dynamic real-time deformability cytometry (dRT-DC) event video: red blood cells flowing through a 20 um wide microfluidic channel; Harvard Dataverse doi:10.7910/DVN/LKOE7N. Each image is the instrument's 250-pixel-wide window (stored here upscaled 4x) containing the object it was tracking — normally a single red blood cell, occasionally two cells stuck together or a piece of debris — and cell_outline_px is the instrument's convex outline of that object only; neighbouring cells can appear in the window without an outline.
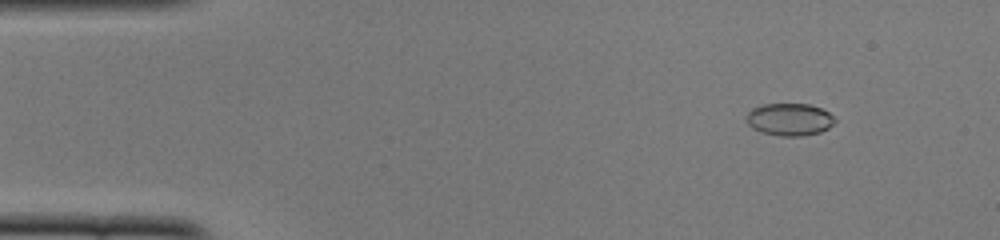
{"species": "common noctule bat (a hibernating species)", "species_latin": "Nyctalus noctula", "temperature_condition": "cold", "stored_images_in_passage": 51, "camera_frame_rate_fps": 3000, "um_per_image_px": 0.085, "animal": {"sex": "female", "body_mass_g": 22.0, "forearm_length_mm": 56.7}, "frame": {"image": 1, "passage_image": 6, "time_ms": 1.667, "image_size_px": [1000, 240], "cell_outline_px": [[836, 120], [828, 128], [820, 132], [804, 136], [780, 136], [760, 132], [752, 128], [744, 120], [744, 116], [752, 108], [764, 104], [808, 104], [820, 108], [828, 112]], "centroid_in_image_um": [67.05, 10.16], "position_along_channel_um": 17.9, "area_um2": 16.82}}
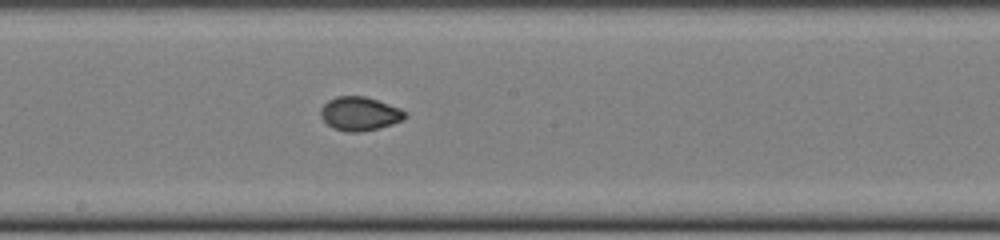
{"frame": {"image": 2, "passage_image": 28, "time_ms": 9.0, "image_size_px": [1000, 240], "cell_outline_px": [[408, 116], [404, 120], [392, 124], [360, 132], [348, 132], [332, 128], [320, 116], [320, 108], [328, 100], [336, 96], [364, 96], [400, 108], [408, 112]], "centroid_in_image_um": [30.58, 9.66], "position_along_channel_um": 217.6, "area_um2": 16.65}}
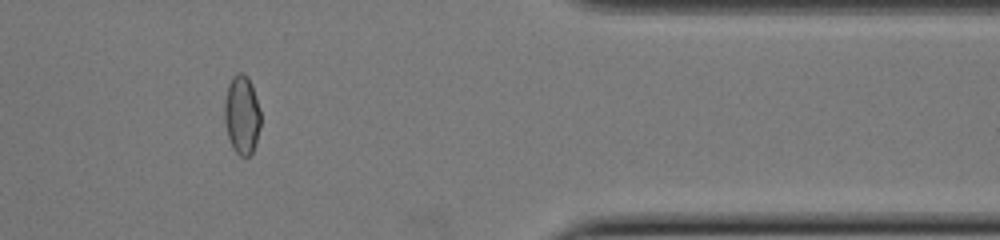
{"frame": {"image": 3, "passage_image": 43, "time_ms": 14.0, "image_size_px": [1000, 240], "cell_outline_px": [[260, 128], [256, 144], [252, 152], [248, 156], [240, 156], [232, 148], [228, 136], [224, 120], [224, 100], [228, 84], [232, 76], [236, 72], [244, 72], [248, 76], [252, 84], [260, 112]], "centroid_in_image_um": [20.55, 9.73], "position_along_channel_um": 390.9, "area_um2": 16.88}, "authors_computed_cell_mechanics": {"area_um2": 16.6464, "velocity_mm_per_s": 3.9241, "shape_relaxation_time_tau1_ms": 5.6157, "shape_relaxation_time_tau2_ms": 1.141, "deformation_change_tau1": 0.1439, "deformation_change_tau2": 0.0361}}